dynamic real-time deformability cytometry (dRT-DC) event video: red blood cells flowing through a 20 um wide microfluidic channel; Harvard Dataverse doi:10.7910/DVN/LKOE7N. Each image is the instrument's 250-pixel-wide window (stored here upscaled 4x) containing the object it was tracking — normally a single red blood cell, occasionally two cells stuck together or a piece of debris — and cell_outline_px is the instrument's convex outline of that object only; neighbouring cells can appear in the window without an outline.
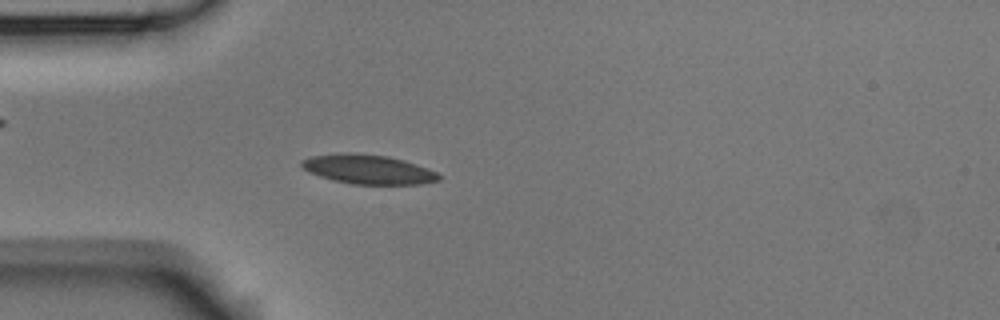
{"species": "Egyptian fruit bat (a non-hibernating species)", "species_latin": "Rousettus aegyptiacus", "temperature_condition": "room temperature", "stored_images_in_passage": 5, "camera_frame_rate_fps": 3000, "um_per_image_px": 0.085, "animal": {"sex": "male"}, "frame": {"image": 1, "passage_image": 5, "time_ms": 1.333, "image_size_px": [1000, 320], "cell_outline_px": [[440, 180], [420, 184], [352, 184], [332, 180], [308, 172], [300, 164], [300, 160], [312, 156], [340, 152], [348, 152], [388, 156], [404, 160], [416, 164], [436, 172], [440, 176]], "centroid_in_image_um": [31.26, 14.38], "position_along_channel_um": 53.7, "area_um2": 23.47}}